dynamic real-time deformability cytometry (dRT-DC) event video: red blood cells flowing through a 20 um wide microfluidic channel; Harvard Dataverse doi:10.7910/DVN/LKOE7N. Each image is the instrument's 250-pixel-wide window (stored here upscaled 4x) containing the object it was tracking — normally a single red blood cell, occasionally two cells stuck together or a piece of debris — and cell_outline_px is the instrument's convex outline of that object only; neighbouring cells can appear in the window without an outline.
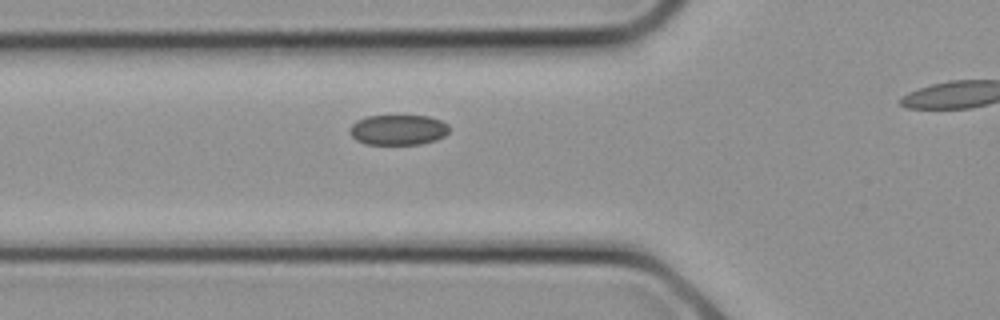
{"species": "common noctule bat (a hibernating species)", "species_latin": "Nyctalus noctula", "temperature_condition": "cold", "stored_images_in_passage": 17, "segment_of_instrument_passage": [1, 2], "camera_frame_rate_fps": 3000, "um_per_image_px": 0.085, "animal": {"sex": "female", "body_mass_g": 21.9}, "frame": {"image": 1, "passage_image": 8, "time_ms": 2.333, "image_size_px": [1000, 320], "cell_outline_px": [[448, 132], [444, 136], [436, 140], [420, 144], [364, 144], [356, 140], [348, 132], [352, 124], [356, 120], [368, 116], [428, 116], [440, 120], [448, 124]], "centroid_in_image_um": [33.82, 11.04], "position_along_channel_um": 92.0, "area_um2": 17.57}}
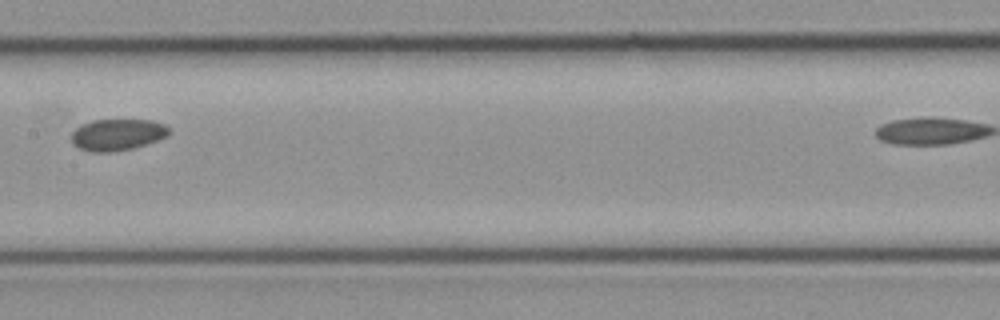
{"frame": {"image": 2, "passage_image": 12, "time_ms": 3.667, "image_size_px": [1000, 320], "cell_outline_px": [[172, 132], [168, 136], [132, 148], [112, 152], [88, 152], [72, 144], [72, 132], [80, 124], [92, 120], [152, 120], [164, 124]], "centroid_in_image_um": [9.96, 11.44], "position_along_channel_um": 197.4, "area_um2": 17.98}}
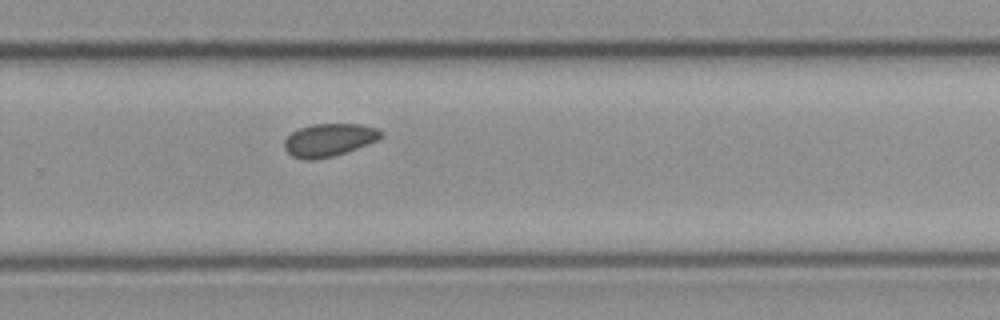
{"frame": {"image": 3, "passage_image": 16, "time_ms": 5.0, "image_size_px": [1000, 320], "cell_outline_px": [[384, 136], [368, 144], [348, 152], [316, 160], [304, 160], [292, 156], [284, 148], [284, 140], [292, 132], [300, 128], [312, 124], [360, 124], [376, 128], [384, 132]], "centroid_in_image_um": [27.98, 11.9], "position_along_channel_um": 301.8, "area_um2": 18.61}}